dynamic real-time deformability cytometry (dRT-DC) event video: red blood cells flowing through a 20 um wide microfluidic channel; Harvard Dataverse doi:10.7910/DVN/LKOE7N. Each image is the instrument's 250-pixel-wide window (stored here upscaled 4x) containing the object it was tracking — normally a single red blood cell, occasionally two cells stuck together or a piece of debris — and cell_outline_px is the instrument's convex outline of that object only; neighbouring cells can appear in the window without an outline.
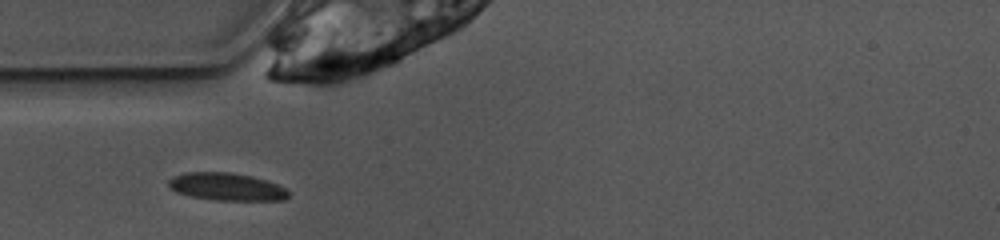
{"species": "common noctule bat (a hibernating species)", "species_latin": "Nyctalus noctula", "temperature_condition": "warm", "stored_images_in_passage": 26, "camera_frame_rate_fps": 3000, "um_per_image_px": 0.085, "animal": {"sex": "female", "body_mass_g": 10.0, "forearm_length_mm": 53.1}, "frame": {"image": 1, "passage_image": 1, "time_ms": 0.0, "image_size_px": [1000, 240], "cell_outline_px": [[288, 196], [284, 200], [216, 200], [192, 196], [176, 192], [168, 188], [168, 180], [172, 176], [184, 172], [232, 172], [252, 176], [276, 184], [284, 188], [288, 192]], "centroid_in_image_um": [19.2, 15.86], "position_along_channel_um": 65.8, "area_um2": 19.25}}
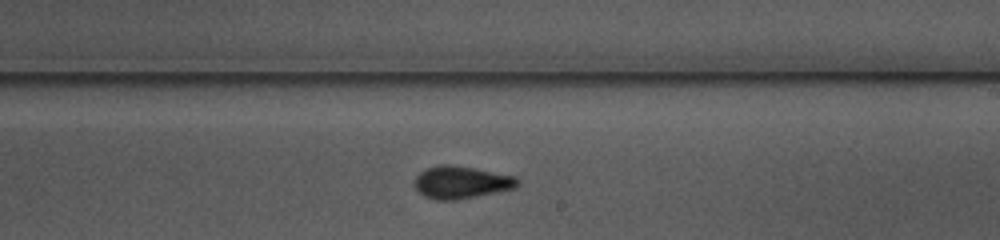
{"frame": {"image": 2, "passage_image": 15, "time_ms": 4.667, "image_size_px": [1000, 240], "cell_outline_px": [[520, 184], [516, 188], [456, 200], [436, 200], [424, 196], [416, 192], [412, 184], [416, 176], [420, 172], [428, 168], [440, 164], [448, 164], [476, 168], [516, 176], [520, 180]], "centroid_in_image_um": [39.19, 15.5], "position_along_channel_um": 249.8, "area_um2": 19.83}}
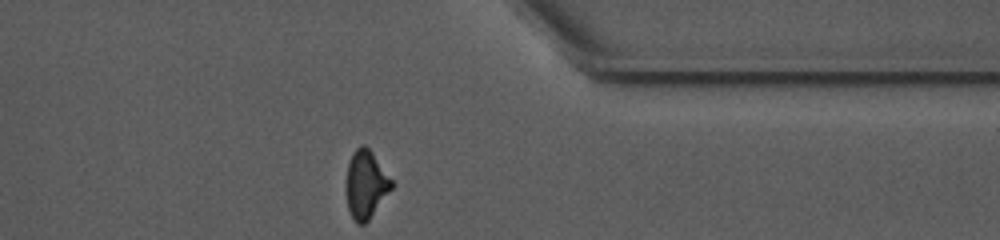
{"frame": {"image": 3, "passage_image": 26, "time_ms": 8.333, "image_size_px": [1000, 240], "cell_outline_px": [[392, 188], [368, 220], [364, 224], [356, 224], [348, 208], [348, 164], [356, 148], [360, 144], [364, 144], [372, 152], [392, 180]], "centroid_in_image_um": [31.12, 15.67], "position_along_channel_um": 380.3, "area_um2": 17.28}, "authors_computed_cell_mechanics": {"area_um2": 18.9873, "velocity_mm_per_s": 3.9171, "shape_relaxation_time_tau1_ms": 2.9321, "shape_relaxation_time_tau2_ms": 1.4077, "deformation_change_tau1": 0.141, "deformation_change_tau2": 0.0639}}